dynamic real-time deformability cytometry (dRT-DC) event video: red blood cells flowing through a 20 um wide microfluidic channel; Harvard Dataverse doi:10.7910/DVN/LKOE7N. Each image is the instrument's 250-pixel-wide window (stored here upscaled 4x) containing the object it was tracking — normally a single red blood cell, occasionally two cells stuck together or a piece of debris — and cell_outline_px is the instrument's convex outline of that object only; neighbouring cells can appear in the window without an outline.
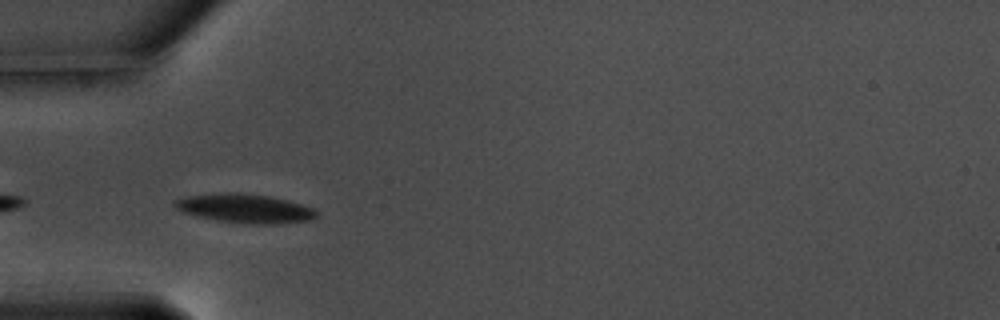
{"species": "common noctule bat (a hibernating species)", "species_latin": "Nyctalus noctula", "temperature_condition": "warm", "stored_images_in_passage": 39, "camera_frame_rate_fps": 3000, "um_per_image_px": 0.085, "animal": {"sex": "male", "body_mass_g": 17.5, "forearm_length_mm": 52.3}, "frame": {"image": 1, "passage_image": 3, "time_ms": 0.667, "image_size_px": [1000, 320], "cell_outline_px": [[316, 216], [312, 220], [272, 224], [244, 224], [216, 220], [184, 212], [176, 208], [172, 204], [176, 200], [188, 196], [232, 192], [268, 196], [288, 200], [312, 208], [316, 212]], "centroid_in_image_um": [20.83, 17.73], "position_along_channel_um": 64.2, "area_um2": 23.52}}
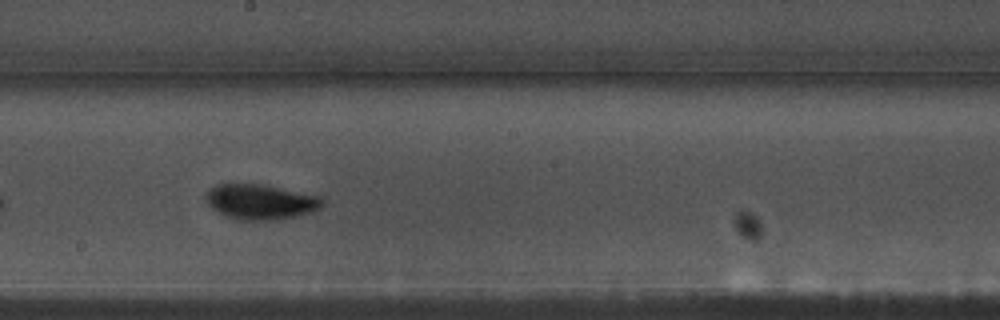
{"frame": {"image": 2, "passage_image": 17, "time_ms": 5.333, "image_size_px": [1000, 320], "cell_outline_px": [[324, 204], [320, 208], [312, 212], [296, 216], [276, 220], [236, 220], [224, 216], [216, 212], [208, 204], [204, 196], [216, 184], [264, 184], [320, 196], [324, 200]], "centroid_in_image_um": [22.15, 17.16], "position_along_channel_um": 226.1, "area_um2": 24.1}}
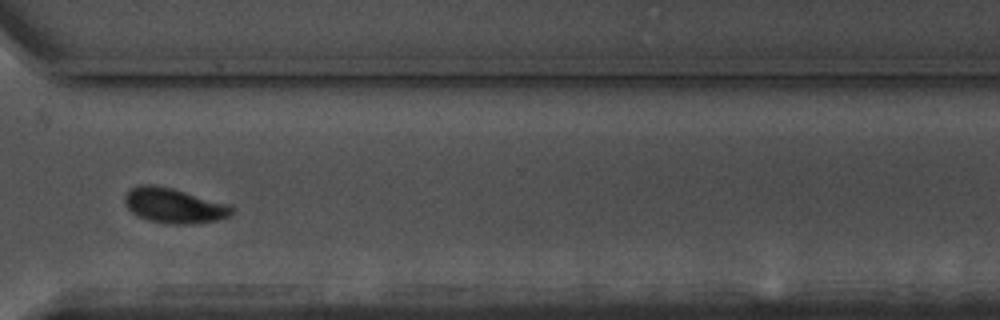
{"frame": {"image": 3, "passage_image": 28, "time_ms": 9.0, "image_size_px": [1000, 320], "cell_outline_px": [[236, 208], [228, 216], [216, 220], [192, 224], [172, 224], [148, 220], [132, 212], [124, 204], [124, 196], [132, 188], [140, 184], [152, 184], [172, 188], [232, 204]], "centroid_in_image_um": [14.82, 17.46], "position_along_channel_um": 355.8, "area_um2": 21.91}, "authors_computed_cell_mechanics": {"area_um2": 22.0218, "velocity_mm_per_s": 3.5253, "shape_relaxation_time_tau1_ms": 3.3758, "shape_relaxation_time_tau2_ms": 1.6672, "deformation_change_tau1": 0.1388, "deformation_change_tau2": 0.0536}}